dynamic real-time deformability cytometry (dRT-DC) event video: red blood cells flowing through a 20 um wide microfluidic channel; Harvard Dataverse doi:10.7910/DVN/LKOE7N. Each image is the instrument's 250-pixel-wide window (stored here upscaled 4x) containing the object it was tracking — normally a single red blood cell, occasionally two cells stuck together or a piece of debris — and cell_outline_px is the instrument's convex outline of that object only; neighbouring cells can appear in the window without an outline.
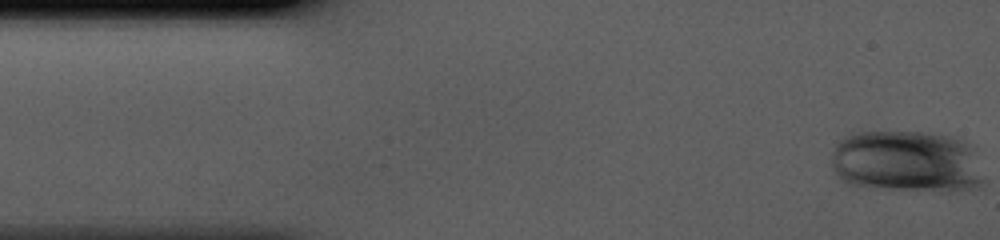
{"species": "human", "species_latin": "Homo sapiens", "temperature_condition": "cold", "stored_images_in_passage": 39, "camera_frame_rate_fps": 3000, "um_per_image_px": 0.085, "donor": {"sex": "male"}, "frame": {"image": 1, "passage_image": 1, "time_ms": 0.0, "image_size_px": [1000, 240], "cell_outline_px": [[984, 180], [976, 188], [952, 192], [940, 192], [868, 188], [848, 184], [836, 176], [832, 168], [832, 152], [836, 144], [848, 132], [932, 132], [948, 136], [976, 144]], "centroid_in_image_um": [77.12, 13.75], "position_along_channel_um": 7.9, "area_um2": 56.99}}
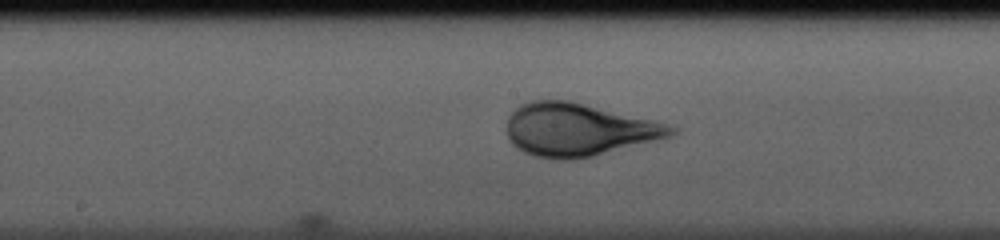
{"frame": {"image": 2, "passage_image": 21, "time_ms": 6.667, "image_size_px": [1000, 240], "cell_outline_px": [[680, 132], [672, 136], [592, 156], [572, 160], [556, 160], [536, 156], [524, 152], [516, 148], [508, 140], [508, 116], [520, 104], [532, 100], [568, 100], [656, 120], [680, 128]], "centroid_in_image_um": [49.2, 11.02], "position_along_channel_um": 199.0, "area_um2": 50.81}}
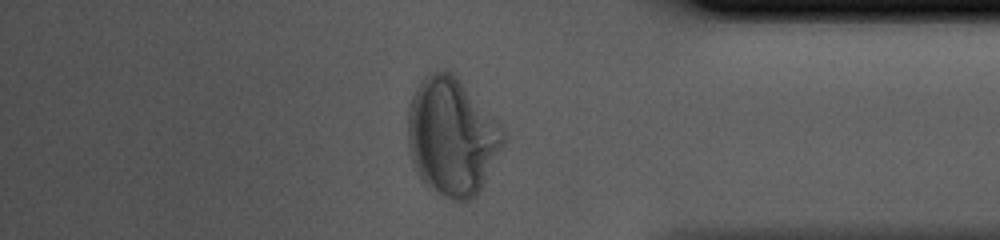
{"frame": {"image": 3, "passage_image": 36, "time_ms": 11.667, "image_size_px": [1000, 240], "cell_outline_px": [[504, 140], [476, 196], [468, 200], [452, 200], [424, 184], [420, 180], [416, 172], [412, 160], [408, 144], [408, 112], [412, 96], [420, 80], [428, 72], [452, 72], [456, 76], [504, 128]], "centroid_in_image_um": [38.37, 11.6], "position_along_channel_um": 396.8, "area_um2": 64.45}}